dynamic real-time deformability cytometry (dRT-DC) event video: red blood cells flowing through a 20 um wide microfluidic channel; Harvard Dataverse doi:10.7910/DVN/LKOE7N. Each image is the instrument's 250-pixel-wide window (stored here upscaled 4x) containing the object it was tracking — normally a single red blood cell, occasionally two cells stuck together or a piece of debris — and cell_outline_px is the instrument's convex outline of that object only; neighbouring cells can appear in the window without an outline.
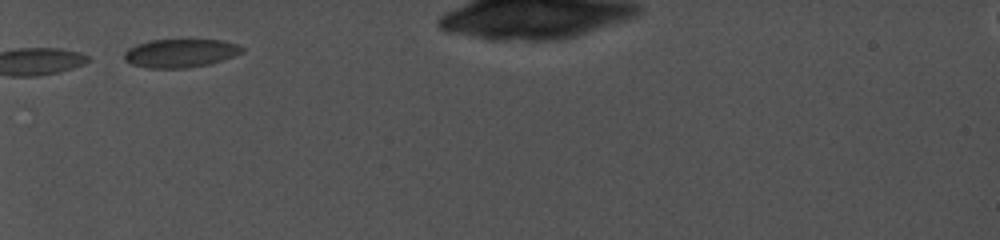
{"species": "common noctule bat (a hibernating species)", "species_latin": "Nyctalus noctula", "temperature_condition": "cold", "stored_images_in_passage": 4, "camera_frame_rate_fps": 5000, "um_per_image_px": 0.085, "animal": {"sex": "female", "body_mass_g": 19.0, "forearm_length_mm": 56.7}, "frame": {"image": 1, "passage_image": 1, "time_ms": 0.0, "image_size_px": [1000, 240], "cell_outline_px": [[244, 52], [236, 56], [224, 60], [208, 64], [188, 68], [148, 68], [132, 64], [124, 60], [124, 52], [128, 48], [136, 44], [148, 40], [224, 40], [236, 44], [244, 48]], "centroid_in_image_um": [15.34, 4.52], "position_along_channel_um": 69.7, "area_um2": 19.71}}